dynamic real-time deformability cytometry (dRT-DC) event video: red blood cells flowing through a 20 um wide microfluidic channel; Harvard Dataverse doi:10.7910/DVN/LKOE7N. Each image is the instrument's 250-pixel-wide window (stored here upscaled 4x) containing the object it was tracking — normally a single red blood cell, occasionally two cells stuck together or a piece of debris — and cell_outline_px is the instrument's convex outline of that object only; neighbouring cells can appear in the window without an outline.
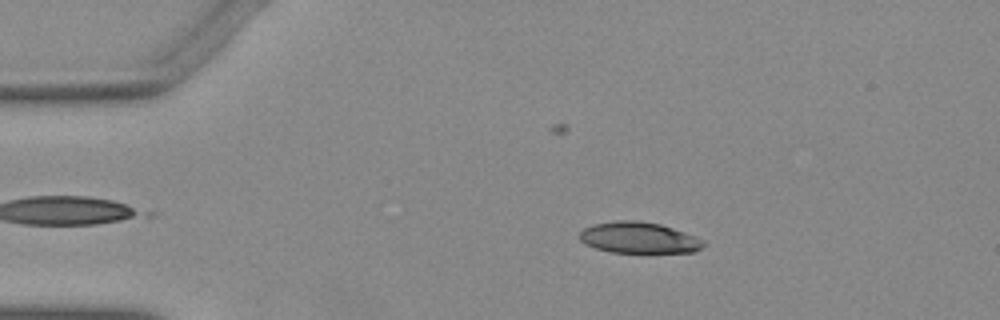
{"species": "Egyptian fruit bat (a non-hibernating species)", "species_latin": "Rousettus aegyptiacus", "temperature_condition": "warm", "stored_images_in_passage": 44, "camera_frame_rate_fps": 3000, "um_per_image_px": 0.085, "animal": {"sex": "female"}, "frame": {"image": 1, "passage_image": 9, "time_ms": 2.667, "image_size_px": [1000, 320], "cell_outline_px": [[704, 244], [700, 248], [692, 252], [612, 252], [596, 248], [584, 244], [576, 236], [584, 228], [596, 224], [616, 220], [636, 220], [660, 224], [672, 228], [704, 240]], "centroid_in_image_um": [54.24, 20.2], "position_along_channel_um": 30.8, "area_um2": 22.25}}
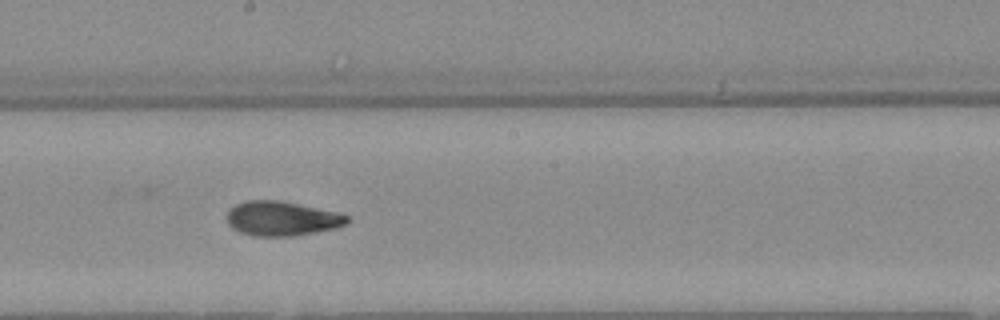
{"frame": {"image": 2, "passage_image": 28, "time_ms": 9.0, "image_size_px": [1000, 320], "cell_outline_px": [[348, 224], [336, 228], [316, 232], [292, 236], [252, 236], [240, 232], [232, 228], [228, 224], [224, 216], [236, 204], [248, 200], [280, 200], [336, 212], [348, 216]], "centroid_in_image_um": [23.92, 18.58], "position_along_channel_um": 224.3, "area_um2": 24.22}}
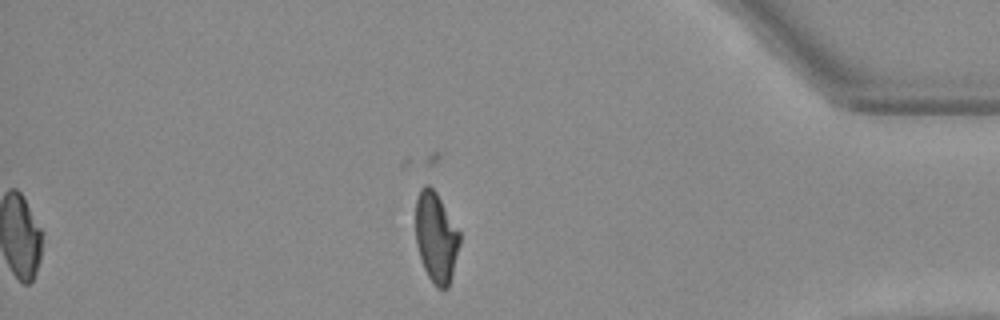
{"frame": {"image": 3, "passage_image": 44, "time_ms": 14.333, "image_size_px": [1000, 320], "cell_outline_px": [[460, 244], [448, 288], [436, 288], [432, 284], [424, 268], [416, 244], [416, 200], [420, 188], [424, 184], [428, 184], [436, 192], [460, 232]], "centroid_in_image_um": [37.06, 20.17], "position_along_channel_um": 398.1, "area_um2": 23.12}}